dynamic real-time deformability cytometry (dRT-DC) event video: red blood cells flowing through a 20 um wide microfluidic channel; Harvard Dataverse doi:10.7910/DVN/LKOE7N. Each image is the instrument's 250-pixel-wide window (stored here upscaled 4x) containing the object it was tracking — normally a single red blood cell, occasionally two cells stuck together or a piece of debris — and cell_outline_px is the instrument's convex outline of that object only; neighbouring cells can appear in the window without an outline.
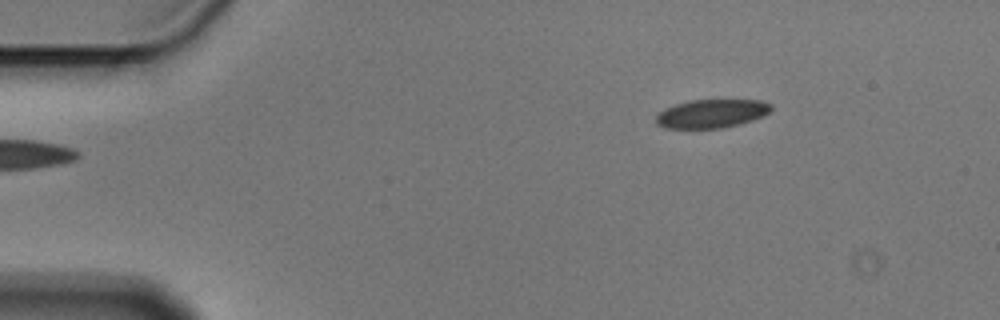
{"species": "Egyptian fruit bat (a non-hibernating species)", "species_latin": "Rousettus aegyptiacus", "temperature_condition": "cold", "stored_images_in_passage": 3, "camera_frame_rate_fps": 3000, "um_per_image_px": 0.085, "animal": {"sex": "male"}, "frame": {"image": 1, "passage_image": 3, "time_ms": 0.667, "image_size_px": [1000, 320], "cell_outline_px": [[772, 108], [764, 116], [740, 124], [720, 128], [664, 128], [656, 124], [656, 116], [664, 108], [688, 100], [760, 100], [772, 104]], "centroid_in_image_um": [60.48, 9.65], "position_along_channel_um": 24.5, "area_um2": 19.19}}